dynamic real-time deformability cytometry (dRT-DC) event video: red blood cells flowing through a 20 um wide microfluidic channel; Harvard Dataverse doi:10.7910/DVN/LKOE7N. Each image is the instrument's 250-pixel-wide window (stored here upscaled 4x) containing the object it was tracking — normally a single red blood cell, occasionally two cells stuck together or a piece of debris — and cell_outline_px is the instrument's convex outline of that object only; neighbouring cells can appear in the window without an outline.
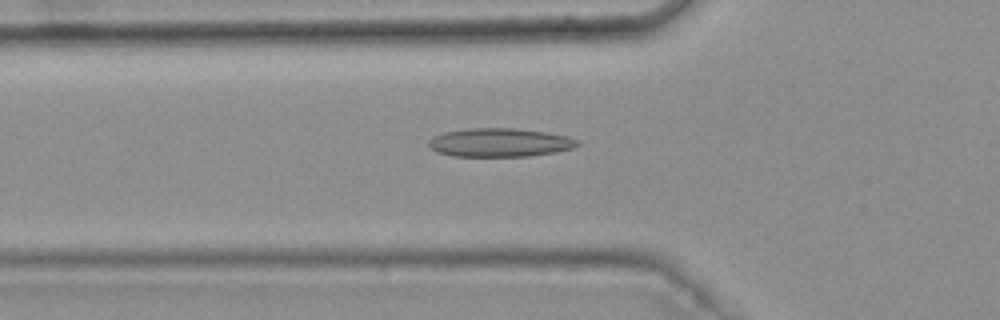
{"species": "common noctule bat (a hibernating species)", "species_latin": "Nyctalus noctula", "temperature_condition": "warm", "stored_images_in_passage": 44, "camera_frame_rate_fps": 3000, "um_per_image_px": 0.085, "animal": {"sex": "female", "body_mass_g": 25.1}, "frame": {"image": 1, "passage_image": 15, "time_ms": 4.667, "image_size_px": [1000, 320], "cell_outline_px": [[580, 144], [572, 148], [556, 152], [528, 156], [452, 156], [436, 152], [428, 144], [428, 140], [432, 136], [444, 132], [468, 128], [516, 128], [548, 132], [568, 136], [580, 140]], "centroid_in_image_um": [42.49, 12.11], "position_along_channel_um": 83.3, "area_um2": 25.03}}
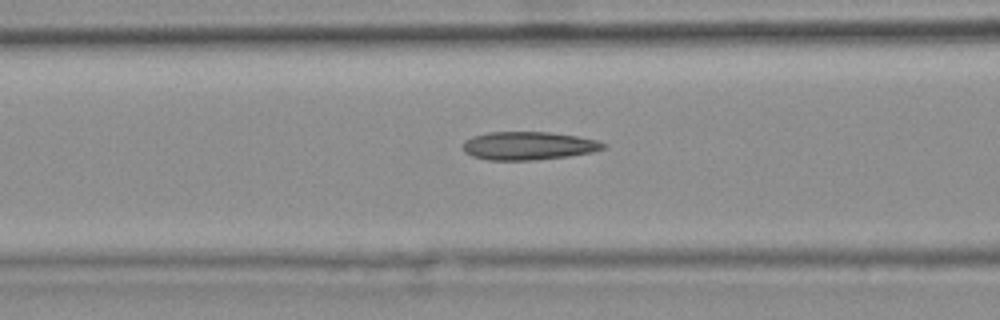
{"frame": {"image": 2, "passage_image": 18, "time_ms": 5.667, "image_size_px": [1000, 320], "cell_outline_px": [[608, 144], [604, 148], [592, 152], [568, 156], [532, 160], [484, 160], [472, 156], [464, 152], [460, 148], [464, 140], [472, 136], [488, 132], [548, 132], [576, 136], [596, 140]], "centroid_in_image_um": [44.84, 12.39], "position_along_channel_um": 121.8, "area_um2": 23.24}}
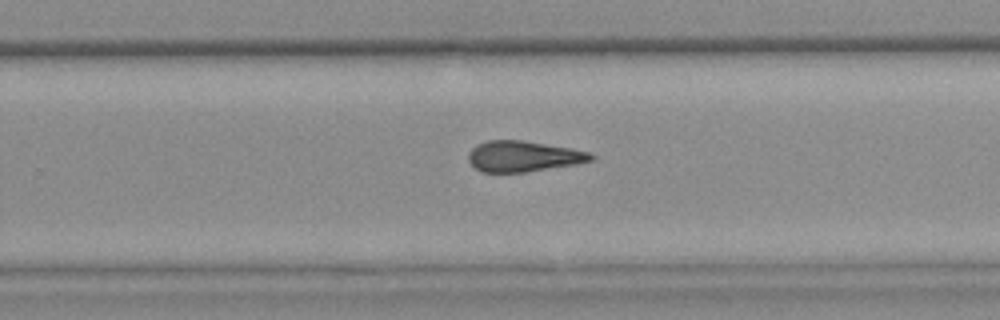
{"frame": {"image": 3, "passage_image": 31, "time_ms": 10.0, "image_size_px": [1000, 320], "cell_outline_px": [[596, 156], [592, 160], [576, 164], [524, 172], [480, 172], [468, 160], [468, 152], [476, 144], [488, 140], [524, 140], [592, 152]], "centroid_in_image_um": [44.48, 13.28], "position_along_channel_um": 285.3, "area_um2": 22.02}, "authors_computed_cell_mechanics": {"area_um2": 22.6287, "velocity_mm_per_s": 3.7888, "shape_relaxation_time_tau1_ms": null, "shape_relaxation_time_tau2_ms": 4.4255, "deformation_change_tau1": null, "deformation_change_tau2": 0.1483}}